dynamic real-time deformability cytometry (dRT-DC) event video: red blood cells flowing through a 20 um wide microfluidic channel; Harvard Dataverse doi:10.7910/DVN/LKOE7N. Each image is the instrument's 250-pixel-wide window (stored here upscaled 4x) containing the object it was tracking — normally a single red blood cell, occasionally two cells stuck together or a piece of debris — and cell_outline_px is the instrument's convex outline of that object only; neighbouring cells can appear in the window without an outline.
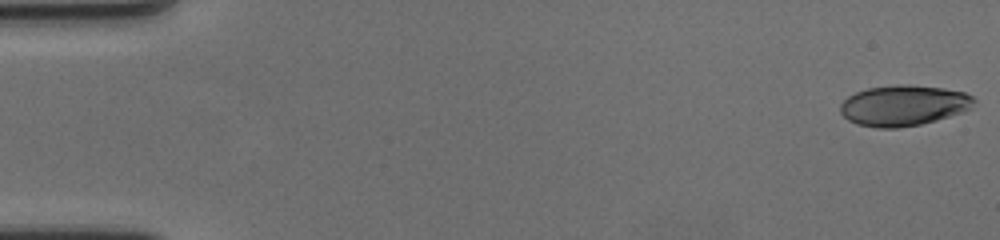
{"species": "human", "species_latin": "Homo sapiens", "temperature_condition": "cold", "stored_images_in_passage": 59, "camera_frame_rate_fps": 3000, "um_per_image_px": 0.085, "donor": {"sex": "female"}, "frame": {"image": 1, "passage_image": 1, "time_ms": 0.0, "image_size_px": [1000, 240], "cell_outline_px": [[976, 100], [972, 108], [964, 112], [936, 120], [920, 124], [900, 128], [876, 128], [856, 124], [848, 120], [840, 112], [840, 104], [848, 96], [856, 92], [868, 88], [896, 84], [908, 84], [944, 88], [964, 92], [972, 96]], "centroid_in_image_um": [76.81, 8.96], "position_along_channel_um": 8.2, "area_um2": 31.96}}
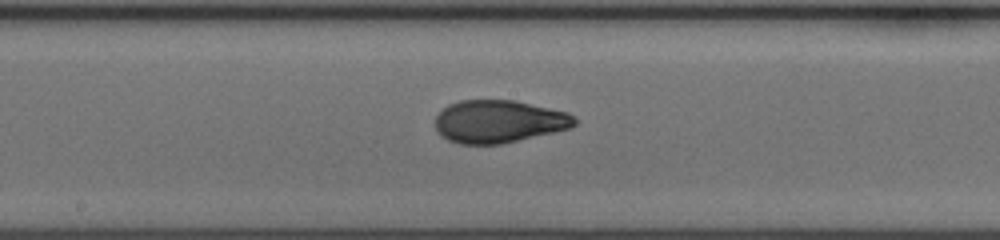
{"frame": {"image": 2, "passage_image": 32, "time_ms": 10.333, "image_size_px": [1000, 240], "cell_outline_px": [[576, 124], [572, 128], [500, 144], [460, 144], [448, 140], [440, 136], [436, 132], [436, 116], [448, 104], [460, 100], [516, 100], [568, 112], [576, 116]], "centroid_in_image_um": [42.41, 10.32], "position_along_channel_um": 205.8, "area_um2": 34.91}}
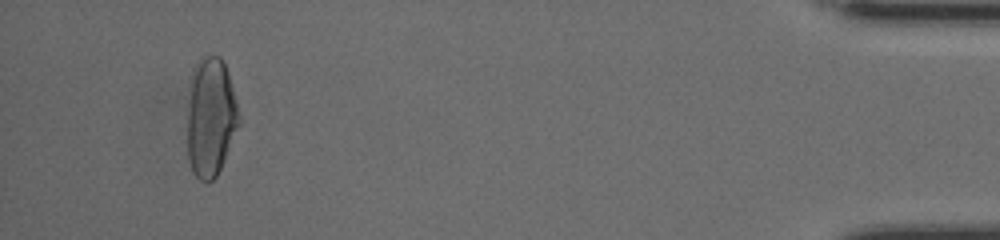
{"frame": {"image": 3, "passage_image": 56, "time_ms": 18.333, "image_size_px": [1000, 240], "cell_outline_px": [[240, 124], [224, 160], [216, 176], [212, 180], [200, 180], [192, 172], [188, 160], [188, 104], [192, 68], [200, 56], [220, 56], [228, 72], [240, 120]], "centroid_in_image_um": [17.89, 9.94], "position_along_channel_um": 417.3, "area_um2": 35.66}, "authors_computed_cell_mechanics": {"area_um2": 34.5066, "velocity_mm_per_s": 3.5428, "shape_relaxation_time_tau1_ms": 6.4656, "shape_relaxation_time_tau2_ms": 1.3438, "deformation_change_tau1": 0.2242, "deformation_change_tau2": 0.0653}}